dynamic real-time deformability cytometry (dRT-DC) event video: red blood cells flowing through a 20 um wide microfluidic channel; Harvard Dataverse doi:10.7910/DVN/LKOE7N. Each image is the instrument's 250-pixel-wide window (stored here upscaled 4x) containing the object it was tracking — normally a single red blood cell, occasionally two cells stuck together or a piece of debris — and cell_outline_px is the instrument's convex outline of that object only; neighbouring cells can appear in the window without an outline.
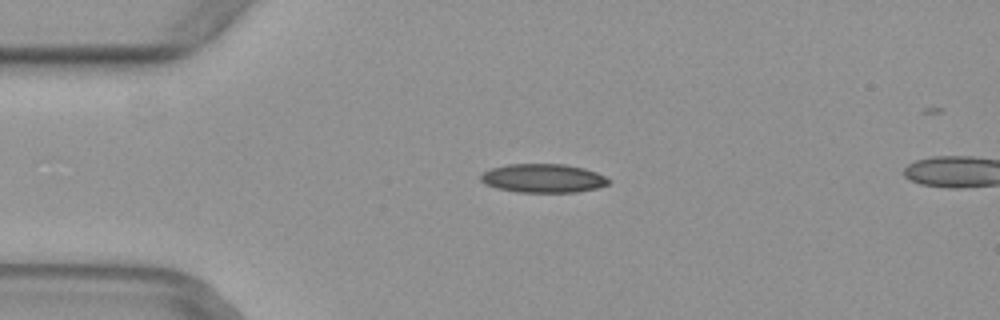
{"species": "common noctule bat (a hibernating species)", "species_latin": "Nyctalus noctula", "temperature_condition": "warm", "stored_images_in_passage": 9, "camera_frame_rate_fps": 3000, "um_per_image_px": 0.085, "animal": {"sex": "female", "body_mass_g": 29.2, "forearm_length_mm": 56.3}, "frame": {"image": 1, "passage_image": 6, "time_ms": 1.667, "image_size_px": [1000, 320], "cell_outline_px": [[612, 180], [608, 184], [596, 188], [576, 192], [516, 192], [496, 188], [484, 184], [480, 180], [480, 176], [484, 172], [492, 168], [508, 164], [564, 164], [584, 168], [596, 172]], "centroid_in_image_um": [46.16, 15.15], "position_along_channel_um": 38.8, "area_um2": 21.44}}